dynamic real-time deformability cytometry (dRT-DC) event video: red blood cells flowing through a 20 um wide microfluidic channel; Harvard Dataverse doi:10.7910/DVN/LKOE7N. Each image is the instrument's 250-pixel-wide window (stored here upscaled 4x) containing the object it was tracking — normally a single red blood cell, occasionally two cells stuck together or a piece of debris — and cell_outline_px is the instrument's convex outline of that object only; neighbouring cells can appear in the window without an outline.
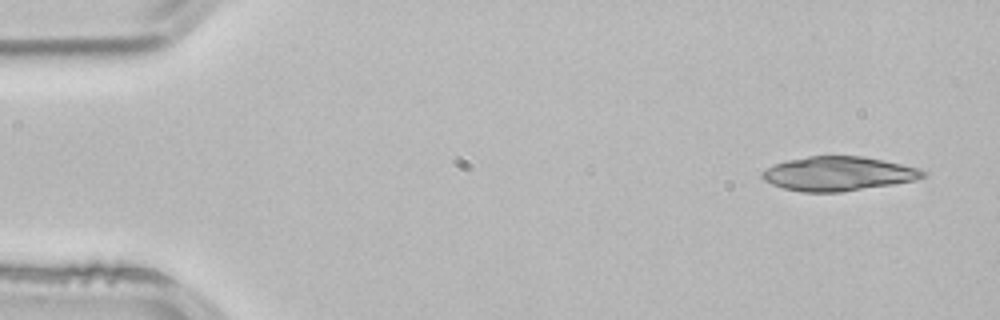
{"species": "common noctule bat (a hibernating species)", "species_latin": "Nyctalus noctula", "temperature_condition": "room temperature", "stored_images_in_passage": 3, "camera_frame_rate_fps": 3000, "um_per_image_px": 0.085, "animal": {"sex": "male", "body_mass_g": 21.5, "forearm_length_mm": 52.0}, "frame": {"image": 1, "passage_image": 1, "time_ms": 0.0, "image_size_px": [1000, 320], "cell_outline_px": [[924, 176], [916, 180], [892, 184], [840, 192], [800, 192], [784, 188], [772, 184], [764, 180], [760, 176], [760, 172], [776, 164], [788, 160], [808, 156], [864, 156], [884, 160], [920, 168], [924, 172]], "centroid_in_image_um": [71.24, 14.76], "position_along_channel_um": 13.8, "area_um2": 31.91}}